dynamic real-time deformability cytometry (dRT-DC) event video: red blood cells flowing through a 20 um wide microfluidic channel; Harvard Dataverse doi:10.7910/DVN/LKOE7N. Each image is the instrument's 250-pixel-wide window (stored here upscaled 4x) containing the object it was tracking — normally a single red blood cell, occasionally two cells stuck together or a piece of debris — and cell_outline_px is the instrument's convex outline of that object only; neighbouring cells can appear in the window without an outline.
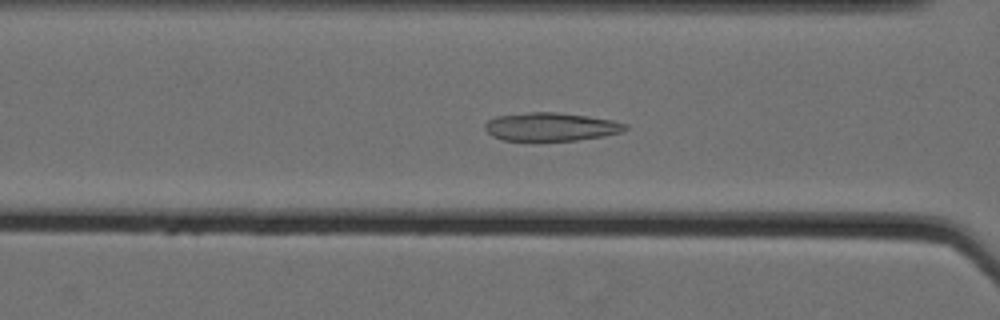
{"species": "Egyptian fruit bat (a non-hibernating species)", "species_latin": "Rousettus aegyptiacus", "temperature_condition": "cold", "stored_images_in_passage": 60, "camera_frame_rate_fps": 3000, "um_per_image_px": 0.085, "animal": {"sex": "female"}, "frame": {"image": 1, "passage_image": 27, "time_ms": 8.667, "image_size_px": [1000, 320], "cell_outline_px": [[628, 128], [620, 132], [604, 136], [576, 140], [504, 140], [492, 136], [484, 128], [484, 124], [488, 120], [496, 116], [528, 112], [556, 112], [588, 116], [612, 120], [628, 124]], "centroid_in_image_um": [46.82, 10.77], "position_along_channel_um": 119.8, "area_um2": 23.06}}
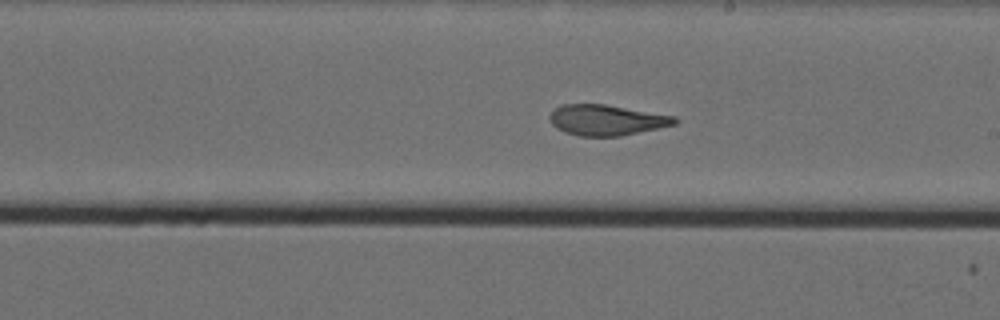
{"frame": {"image": 2, "passage_image": 37, "time_ms": 12.0, "image_size_px": [1000, 320], "cell_outline_px": [[676, 124], [620, 136], [580, 136], [564, 132], [556, 128], [552, 124], [548, 116], [552, 108], [560, 104], [604, 104], [676, 116]], "centroid_in_image_um": [51.49, 10.19], "position_along_channel_um": 237.5, "area_um2": 22.37}}
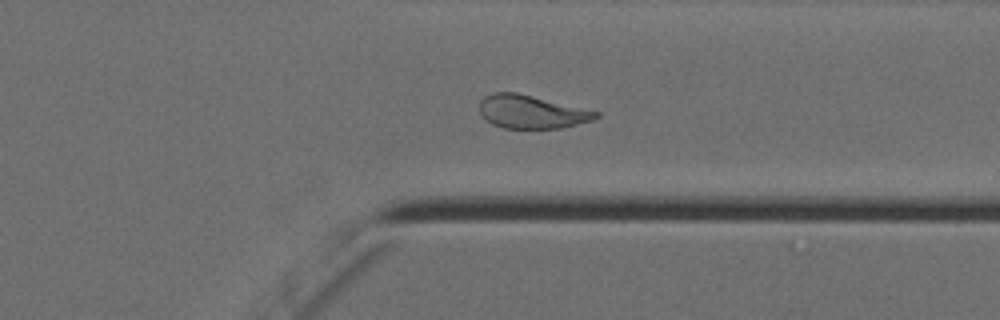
{"frame": {"image": 3, "passage_image": 48, "time_ms": 15.667, "image_size_px": [1000, 320], "cell_outline_px": [[600, 116], [592, 120], [560, 128], [504, 128], [492, 124], [480, 112], [480, 100], [484, 96], [496, 92], [516, 92], [600, 112]], "centroid_in_image_um": [45.17, 9.5], "position_along_channel_um": 366.2, "area_um2": 22.25}, "authors_computed_cell_mechanics": {"area_um2": 24.9407, "velocity_mm_per_s": 3.5235, "shape_relaxation_time_tau1_ms": 8.2877, "shape_relaxation_time_tau2_ms": 1.9062, "deformation_change_tau1": 0.1875, "deformation_change_tau2": 0.09}}